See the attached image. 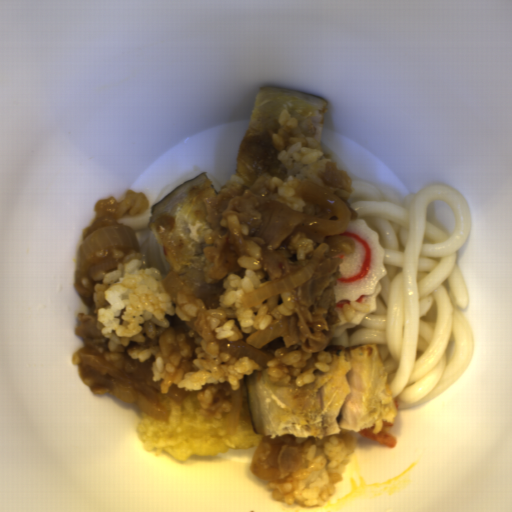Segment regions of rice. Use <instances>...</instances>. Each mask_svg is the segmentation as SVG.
Listing matches in <instances>:
<instances>
[{
    "mask_svg": "<svg viewBox=\"0 0 512 512\" xmlns=\"http://www.w3.org/2000/svg\"><path fill=\"white\" fill-rule=\"evenodd\" d=\"M219 225L230 237H243L247 249L238 260L244 274H226L219 306H206L187 287L170 296L162 286L165 278L160 269L148 268L140 248L100 251L91 264L117 260L118 265L80 279L83 288L93 291V328L110 349L104 359L142 362L153 358L152 380L163 381L161 394L168 393L173 383L194 392L206 384L228 382L236 390L241 379L259 371L261 365L245 355L225 353L221 345L244 342L293 310L291 290L244 308V294L273 280L263 268L265 243L248 236L249 227L237 214L226 215Z\"/></svg>",
    "mask_w": 512,
    "mask_h": 512,
    "instance_id": "rice-1",
    "label": "rice"
},
{
    "mask_svg": "<svg viewBox=\"0 0 512 512\" xmlns=\"http://www.w3.org/2000/svg\"><path fill=\"white\" fill-rule=\"evenodd\" d=\"M272 143L279 151L277 161L286 169V176H273L267 201L278 202L292 211L316 217L328 206L305 201L300 191L305 182H312L335 194L341 201L348 198V191L323 182L327 162L331 161L322 145L313 137H306L299 129L298 120L285 108L278 118V131L272 135Z\"/></svg>",
    "mask_w": 512,
    "mask_h": 512,
    "instance_id": "rice-2",
    "label": "rice"
},
{
    "mask_svg": "<svg viewBox=\"0 0 512 512\" xmlns=\"http://www.w3.org/2000/svg\"><path fill=\"white\" fill-rule=\"evenodd\" d=\"M355 438L330 436L322 441L304 442L301 462L294 474L268 487L276 501L297 503L306 508L323 507L342 481Z\"/></svg>",
    "mask_w": 512,
    "mask_h": 512,
    "instance_id": "rice-3",
    "label": "rice"
},
{
    "mask_svg": "<svg viewBox=\"0 0 512 512\" xmlns=\"http://www.w3.org/2000/svg\"><path fill=\"white\" fill-rule=\"evenodd\" d=\"M333 359L332 354L320 350L313 354L305 353L299 346L276 349L274 357L266 363L268 375L272 383L290 384L302 387L314 381V371L326 373L330 370L328 363Z\"/></svg>",
    "mask_w": 512,
    "mask_h": 512,
    "instance_id": "rice-4",
    "label": "rice"
},
{
    "mask_svg": "<svg viewBox=\"0 0 512 512\" xmlns=\"http://www.w3.org/2000/svg\"><path fill=\"white\" fill-rule=\"evenodd\" d=\"M321 244H317L315 241L309 240L307 235L299 232L295 234L289 244V259L292 262L301 263L304 268L314 258L317 249Z\"/></svg>",
    "mask_w": 512,
    "mask_h": 512,
    "instance_id": "rice-5",
    "label": "rice"
},
{
    "mask_svg": "<svg viewBox=\"0 0 512 512\" xmlns=\"http://www.w3.org/2000/svg\"><path fill=\"white\" fill-rule=\"evenodd\" d=\"M149 202L145 195L136 191H129L122 202L117 203L114 219H120L126 213L131 215L143 214L148 210Z\"/></svg>",
    "mask_w": 512,
    "mask_h": 512,
    "instance_id": "rice-6",
    "label": "rice"
},
{
    "mask_svg": "<svg viewBox=\"0 0 512 512\" xmlns=\"http://www.w3.org/2000/svg\"><path fill=\"white\" fill-rule=\"evenodd\" d=\"M245 184L246 183L244 179L235 174L224 183L222 190L218 193V196L224 194H232L235 197L243 193Z\"/></svg>",
    "mask_w": 512,
    "mask_h": 512,
    "instance_id": "rice-7",
    "label": "rice"
},
{
    "mask_svg": "<svg viewBox=\"0 0 512 512\" xmlns=\"http://www.w3.org/2000/svg\"><path fill=\"white\" fill-rule=\"evenodd\" d=\"M371 311V306L350 301L349 304H343L342 313L343 317L346 321H352L356 312L369 313Z\"/></svg>",
    "mask_w": 512,
    "mask_h": 512,
    "instance_id": "rice-8",
    "label": "rice"
}]
</instances>
